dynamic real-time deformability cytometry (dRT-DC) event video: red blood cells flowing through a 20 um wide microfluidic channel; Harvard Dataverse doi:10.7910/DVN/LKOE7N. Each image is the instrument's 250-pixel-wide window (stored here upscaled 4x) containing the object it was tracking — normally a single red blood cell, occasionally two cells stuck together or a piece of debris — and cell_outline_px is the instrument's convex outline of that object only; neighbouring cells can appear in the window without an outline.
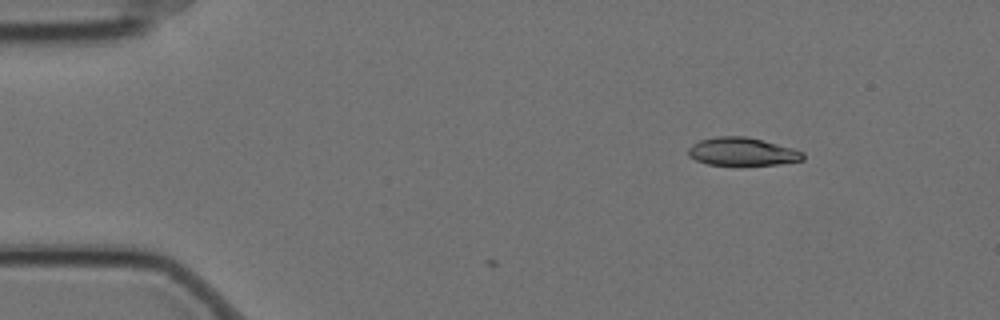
{"species": "Egyptian fruit bat (a non-hibernating species)", "species_latin": "Rousettus aegyptiacus", "temperature_condition": "cold", "stored_images_in_passage": 5, "camera_frame_rate_fps": 3000, "um_per_image_px": 0.085, "animal": {"sex": "female"}, "frame": {"image": 1, "passage_image": 3, "time_ms": 0.667, "image_size_px": [1000, 320], "cell_outline_px": [[804, 160], [780, 164], [708, 164], [696, 160], [688, 156], [688, 148], [692, 144], [700, 140], [716, 136], [748, 136], [792, 148], [804, 152]], "centroid_in_image_um": [63.09, 12.87], "position_along_channel_um": 21.9, "area_um2": 18.61}}
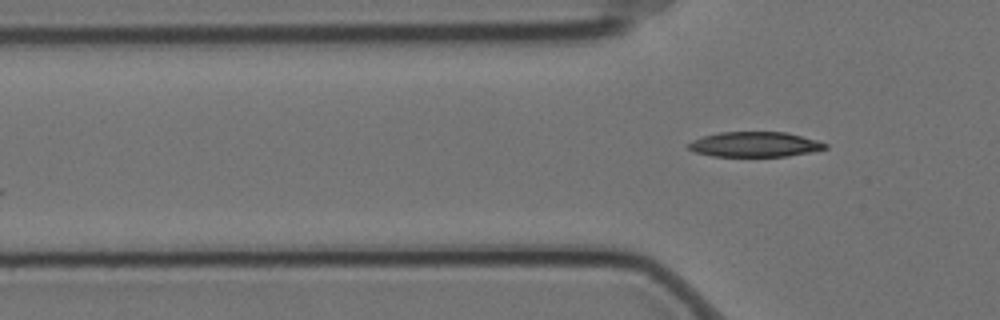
{"frame": {"image": 2, "passage_image": 5, "time_ms": 1.333, "image_size_px": [1000, 320], "cell_outline_px": [[828, 148], [812, 152], [788, 156], [712, 156], [696, 152], [688, 148], [688, 144], [692, 140], [704, 136], [720, 132], [788, 132], [816, 140], [828, 144]], "centroid_in_image_um": [64.19, 12.27], "position_along_channel_um": 61.6, "area_um2": 19.94}}